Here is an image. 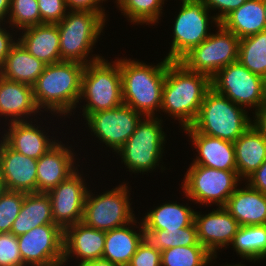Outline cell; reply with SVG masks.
Instances as JSON below:
<instances>
[{
	"label": "cell",
	"instance_id": "obj_1",
	"mask_svg": "<svg viewBox=\"0 0 266 266\" xmlns=\"http://www.w3.org/2000/svg\"><path fill=\"white\" fill-rule=\"evenodd\" d=\"M210 88L211 78L208 75L190 71L180 61H170L166 68L160 109L180 120L184 128L189 127Z\"/></svg>",
	"mask_w": 266,
	"mask_h": 266
},
{
	"label": "cell",
	"instance_id": "obj_2",
	"mask_svg": "<svg viewBox=\"0 0 266 266\" xmlns=\"http://www.w3.org/2000/svg\"><path fill=\"white\" fill-rule=\"evenodd\" d=\"M84 68L85 65L73 61L46 65L32 86L38 109L47 107L53 113L64 116L75 109L76 103L80 100Z\"/></svg>",
	"mask_w": 266,
	"mask_h": 266
},
{
	"label": "cell",
	"instance_id": "obj_3",
	"mask_svg": "<svg viewBox=\"0 0 266 266\" xmlns=\"http://www.w3.org/2000/svg\"><path fill=\"white\" fill-rule=\"evenodd\" d=\"M169 62L165 58L152 67L131 59H120L123 104L144 116H154V111H159L162 105V88Z\"/></svg>",
	"mask_w": 266,
	"mask_h": 266
},
{
	"label": "cell",
	"instance_id": "obj_4",
	"mask_svg": "<svg viewBox=\"0 0 266 266\" xmlns=\"http://www.w3.org/2000/svg\"><path fill=\"white\" fill-rule=\"evenodd\" d=\"M246 114L241 106L210 88L195 121L184 130H196L198 133L234 142L252 125Z\"/></svg>",
	"mask_w": 266,
	"mask_h": 266
},
{
	"label": "cell",
	"instance_id": "obj_5",
	"mask_svg": "<svg viewBox=\"0 0 266 266\" xmlns=\"http://www.w3.org/2000/svg\"><path fill=\"white\" fill-rule=\"evenodd\" d=\"M105 18V13L97 11L72 10L56 23L60 34L61 61L87 65L102 58L95 55L91 61L86 59L105 26Z\"/></svg>",
	"mask_w": 266,
	"mask_h": 266
},
{
	"label": "cell",
	"instance_id": "obj_6",
	"mask_svg": "<svg viewBox=\"0 0 266 266\" xmlns=\"http://www.w3.org/2000/svg\"><path fill=\"white\" fill-rule=\"evenodd\" d=\"M82 97L87 101L83 116L116 108L123 104L119 59L113 64L100 58L85 65L81 80Z\"/></svg>",
	"mask_w": 266,
	"mask_h": 266
},
{
	"label": "cell",
	"instance_id": "obj_7",
	"mask_svg": "<svg viewBox=\"0 0 266 266\" xmlns=\"http://www.w3.org/2000/svg\"><path fill=\"white\" fill-rule=\"evenodd\" d=\"M144 118L138 123L134 133L117 151L124 164L128 166L127 168L136 173L151 171V169H155L156 165H159L157 163L161 159L165 141L161 119L155 118V116H145Z\"/></svg>",
	"mask_w": 266,
	"mask_h": 266
},
{
	"label": "cell",
	"instance_id": "obj_8",
	"mask_svg": "<svg viewBox=\"0 0 266 266\" xmlns=\"http://www.w3.org/2000/svg\"><path fill=\"white\" fill-rule=\"evenodd\" d=\"M218 32L210 34L179 61L190 71L213 77L221 68L238 60L240 39L221 23Z\"/></svg>",
	"mask_w": 266,
	"mask_h": 266
},
{
	"label": "cell",
	"instance_id": "obj_9",
	"mask_svg": "<svg viewBox=\"0 0 266 266\" xmlns=\"http://www.w3.org/2000/svg\"><path fill=\"white\" fill-rule=\"evenodd\" d=\"M240 181L237 170H219L191 164L187 171L183 193L196 203H217L225 206Z\"/></svg>",
	"mask_w": 266,
	"mask_h": 266
},
{
	"label": "cell",
	"instance_id": "obj_10",
	"mask_svg": "<svg viewBox=\"0 0 266 266\" xmlns=\"http://www.w3.org/2000/svg\"><path fill=\"white\" fill-rule=\"evenodd\" d=\"M128 192L126 184L96 197L88 191L82 222L88 227L103 231L136 223Z\"/></svg>",
	"mask_w": 266,
	"mask_h": 266
},
{
	"label": "cell",
	"instance_id": "obj_11",
	"mask_svg": "<svg viewBox=\"0 0 266 266\" xmlns=\"http://www.w3.org/2000/svg\"><path fill=\"white\" fill-rule=\"evenodd\" d=\"M211 88L238 106L264 105V78L250 72L238 60L221 68L211 77Z\"/></svg>",
	"mask_w": 266,
	"mask_h": 266
},
{
	"label": "cell",
	"instance_id": "obj_12",
	"mask_svg": "<svg viewBox=\"0 0 266 266\" xmlns=\"http://www.w3.org/2000/svg\"><path fill=\"white\" fill-rule=\"evenodd\" d=\"M174 21L173 42L167 60L179 61L209 35V10L204 0H182V7Z\"/></svg>",
	"mask_w": 266,
	"mask_h": 266
},
{
	"label": "cell",
	"instance_id": "obj_13",
	"mask_svg": "<svg viewBox=\"0 0 266 266\" xmlns=\"http://www.w3.org/2000/svg\"><path fill=\"white\" fill-rule=\"evenodd\" d=\"M17 238L25 266L63 265L64 230L59 225H40Z\"/></svg>",
	"mask_w": 266,
	"mask_h": 266
},
{
	"label": "cell",
	"instance_id": "obj_14",
	"mask_svg": "<svg viewBox=\"0 0 266 266\" xmlns=\"http://www.w3.org/2000/svg\"><path fill=\"white\" fill-rule=\"evenodd\" d=\"M142 116L122 104L113 109L90 113L85 119L94 135L117 152L134 133Z\"/></svg>",
	"mask_w": 266,
	"mask_h": 266
},
{
	"label": "cell",
	"instance_id": "obj_15",
	"mask_svg": "<svg viewBox=\"0 0 266 266\" xmlns=\"http://www.w3.org/2000/svg\"><path fill=\"white\" fill-rule=\"evenodd\" d=\"M87 192L78 170L48 191L54 223L64 230L70 225L82 222Z\"/></svg>",
	"mask_w": 266,
	"mask_h": 266
},
{
	"label": "cell",
	"instance_id": "obj_16",
	"mask_svg": "<svg viewBox=\"0 0 266 266\" xmlns=\"http://www.w3.org/2000/svg\"><path fill=\"white\" fill-rule=\"evenodd\" d=\"M194 223L199 243L216 257V250L231 244L240 225L224 206L208 214L195 211Z\"/></svg>",
	"mask_w": 266,
	"mask_h": 266
},
{
	"label": "cell",
	"instance_id": "obj_17",
	"mask_svg": "<svg viewBox=\"0 0 266 266\" xmlns=\"http://www.w3.org/2000/svg\"><path fill=\"white\" fill-rule=\"evenodd\" d=\"M0 174L6 190L37 192V159L16 152L2 140Z\"/></svg>",
	"mask_w": 266,
	"mask_h": 266
},
{
	"label": "cell",
	"instance_id": "obj_18",
	"mask_svg": "<svg viewBox=\"0 0 266 266\" xmlns=\"http://www.w3.org/2000/svg\"><path fill=\"white\" fill-rule=\"evenodd\" d=\"M105 247V231L86 226L83 222L70 225L64 229L63 264L69 256L86 263L102 259Z\"/></svg>",
	"mask_w": 266,
	"mask_h": 266
},
{
	"label": "cell",
	"instance_id": "obj_19",
	"mask_svg": "<svg viewBox=\"0 0 266 266\" xmlns=\"http://www.w3.org/2000/svg\"><path fill=\"white\" fill-rule=\"evenodd\" d=\"M74 154L56 143L37 160V192L47 193L74 174Z\"/></svg>",
	"mask_w": 266,
	"mask_h": 266
},
{
	"label": "cell",
	"instance_id": "obj_20",
	"mask_svg": "<svg viewBox=\"0 0 266 266\" xmlns=\"http://www.w3.org/2000/svg\"><path fill=\"white\" fill-rule=\"evenodd\" d=\"M185 131L198 150L199 156L192 164L219 170H237L234 142L198 133L196 130Z\"/></svg>",
	"mask_w": 266,
	"mask_h": 266
},
{
	"label": "cell",
	"instance_id": "obj_21",
	"mask_svg": "<svg viewBox=\"0 0 266 266\" xmlns=\"http://www.w3.org/2000/svg\"><path fill=\"white\" fill-rule=\"evenodd\" d=\"M18 42L34 57L46 65L61 61L60 34L57 24L43 23L23 29Z\"/></svg>",
	"mask_w": 266,
	"mask_h": 266
},
{
	"label": "cell",
	"instance_id": "obj_22",
	"mask_svg": "<svg viewBox=\"0 0 266 266\" xmlns=\"http://www.w3.org/2000/svg\"><path fill=\"white\" fill-rule=\"evenodd\" d=\"M236 189L224 206L240 226L266 224V195L251 188Z\"/></svg>",
	"mask_w": 266,
	"mask_h": 266
},
{
	"label": "cell",
	"instance_id": "obj_23",
	"mask_svg": "<svg viewBox=\"0 0 266 266\" xmlns=\"http://www.w3.org/2000/svg\"><path fill=\"white\" fill-rule=\"evenodd\" d=\"M38 110L32 86L0 76V115L12 117L10 122H20L25 120L21 118L23 115Z\"/></svg>",
	"mask_w": 266,
	"mask_h": 266
},
{
	"label": "cell",
	"instance_id": "obj_24",
	"mask_svg": "<svg viewBox=\"0 0 266 266\" xmlns=\"http://www.w3.org/2000/svg\"><path fill=\"white\" fill-rule=\"evenodd\" d=\"M27 122H11L3 141L16 152L38 160L56 142H51L39 127L35 128V125Z\"/></svg>",
	"mask_w": 266,
	"mask_h": 266
},
{
	"label": "cell",
	"instance_id": "obj_25",
	"mask_svg": "<svg viewBox=\"0 0 266 266\" xmlns=\"http://www.w3.org/2000/svg\"><path fill=\"white\" fill-rule=\"evenodd\" d=\"M237 174L248 178L266 160V137L254 125L234 141Z\"/></svg>",
	"mask_w": 266,
	"mask_h": 266
},
{
	"label": "cell",
	"instance_id": "obj_26",
	"mask_svg": "<svg viewBox=\"0 0 266 266\" xmlns=\"http://www.w3.org/2000/svg\"><path fill=\"white\" fill-rule=\"evenodd\" d=\"M46 224H55L50 197L43 192L26 193L20 212L13 222L11 233L19 236Z\"/></svg>",
	"mask_w": 266,
	"mask_h": 266
},
{
	"label": "cell",
	"instance_id": "obj_27",
	"mask_svg": "<svg viewBox=\"0 0 266 266\" xmlns=\"http://www.w3.org/2000/svg\"><path fill=\"white\" fill-rule=\"evenodd\" d=\"M45 66V63L31 55L17 40L0 67V76L33 86Z\"/></svg>",
	"mask_w": 266,
	"mask_h": 266
},
{
	"label": "cell",
	"instance_id": "obj_28",
	"mask_svg": "<svg viewBox=\"0 0 266 266\" xmlns=\"http://www.w3.org/2000/svg\"><path fill=\"white\" fill-rule=\"evenodd\" d=\"M264 0H247L220 23L239 39L266 30Z\"/></svg>",
	"mask_w": 266,
	"mask_h": 266
},
{
	"label": "cell",
	"instance_id": "obj_29",
	"mask_svg": "<svg viewBox=\"0 0 266 266\" xmlns=\"http://www.w3.org/2000/svg\"><path fill=\"white\" fill-rule=\"evenodd\" d=\"M130 224L105 231V247L102 259L117 266H128L140 242V233L129 227Z\"/></svg>",
	"mask_w": 266,
	"mask_h": 266
},
{
	"label": "cell",
	"instance_id": "obj_30",
	"mask_svg": "<svg viewBox=\"0 0 266 266\" xmlns=\"http://www.w3.org/2000/svg\"><path fill=\"white\" fill-rule=\"evenodd\" d=\"M140 227L141 244L160 252L178 246L201 245L198 241L197 228L194 222L190 226L177 230H153L143 222Z\"/></svg>",
	"mask_w": 266,
	"mask_h": 266
},
{
	"label": "cell",
	"instance_id": "obj_31",
	"mask_svg": "<svg viewBox=\"0 0 266 266\" xmlns=\"http://www.w3.org/2000/svg\"><path fill=\"white\" fill-rule=\"evenodd\" d=\"M195 211L177 203H163L147 213L143 223L153 230H177L194 222Z\"/></svg>",
	"mask_w": 266,
	"mask_h": 266
},
{
	"label": "cell",
	"instance_id": "obj_32",
	"mask_svg": "<svg viewBox=\"0 0 266 266\" xmlns=\"http://www.w3.org/2000/svg\"><path fill=\"white\" fill-rule=\"evenodd\" d=\"M236 252L245 259L266 258V224L240 226L231 243Z\"/></svg>",
	"mask_w": 266,
	"mask_h": 266
},
{
	"label": "cell",
	"instance_id": "obj_33",
	"mask_svg": "<svg viewBox=\"0 0 266 266\" xmlns=\"http://www.w3.org/2000/svg\"><path fill=\"white\" fill-rule=\"evenodd\" d=\"M238 61L250 72L266 77V30L240 39Z\"/></svg>",
	"mask_w": 266,
	"mask_h": 266
},
{
	"label": "cell",
	"instance_id": "obj_34",
	"mask_svg": "<svg viewBox=\"0 0 266 266\" xmlns=\"http://www.w3.org/2000/svg\"><path fill=\"white\" fill-rule=\"evenodd\" d=\"M215 258L204 246H178L161 252V266H206Z\"/></svg>",
	"mask_w": 266,
	"mask_h": 266
},
{
	"label": "cell",
	"instance_id": "obj_35",
	"mask_svg": "<svg viewBox=\"0 0 266 266\" xmlns=\"http://www.w3.org/2000/svg\"><path fill=\"white\" fill-rule=\"evenodd\" d=\"M118 7L135 23L155 24L162 10L164 0H116Z\"/></svg>",
	"mask_w": 266,
	"mask_h": 266
},
{
	"label": "cell",
	"instance_id": "obj_36",
	"mask_svg": "<svg viewBox=\"0 0 266 266\" xmlns=\"http://www.w3.org/2000/svg\"><path fill=\"white\" fill-rule=\"evenodd\" d=\"M9 16L11 25L19 29L41 24L37 0H11Z\"/></svg>",
	"mask_w": 266,
	"mask_h": 266
},
{
	"label": "cell",
	"instance_id": "obj_37",
	"mask_svg": "<svg viewBox=\"0 0 266 266\" xmlns=\"http://www.w3.org/2000/svg\"><path fill=\"white\" fill-rule=\"evenodd\" d=\"M25 194V192L21 191L5 190V192L1 195L0 233L11 232L13 222L20 212Z\"/></svg>",
	"mask_w": 266,
	"mask_h": 266
},
{
	"label": "cell",
	"instance_id": "obj_38",
	"mask_svg": "<svg viewBox=\"0 0 266 266\" xmlns=\"http://www.w3.org/2000/svg\"><path fill=\"white\" fill-rule=\"evenodd\" d=\"M0 266H25L20 255L18 238L13 233H0Z\"/></svg>",
	"mask_w": 266,
	"mask_h": 266
},
{
	"label": "cell",
	"instance_id": "obj_39",
	"mask_svg": "<svg viewBox=\"0 0 266 266\" xmlns=\"http://www.w3.org/2000/svg\"><path fill=\"white\" fill-rule=\"evenodd\" d=\"M41 15V24L59 23L67 14L65 0H37Z\"/></svg>",
	"mask_w": 266,
	"mask_h": 266
},
{
	"label": "cell",
	"instance_id": "obj_40",
	"mask_svg": "<svg viewBox=\"0 0 266 266\" xmlns=\"http://www.w3.org/2000/svg\"><path fill=\"white\" fill-rule=\"evenodd\" d=\"M128 266H161V252L140 243Z\"/></svg>",
	"mask_w": 266,
	"mask_h": 266
},
{
	"label": "cell",
	"instance_id": "obj_41",
	"mask_svg": "<svg viewBox=\"0 0 266 266\" xmlns=\"http://www.w3.org/2000/svg\"><path fill=\"white\" fill-rule=\"evenodd\" d=\"M247 0H204L205 7L210 9H218L221 10V13L216 15V17H212L215 24H219L228 14H230L233 10L240 7Z\"/></svg>",
	"mask_w": 266,
	"mask_h": 266
},
{
	"label": "cell",
	"instance_id": "obj_42",
	"mask_svg": "<svg viewBox=\"0 0 266 266\" xmlns=\"http://www.w3.org/2000/svg\"><path fill=\"white\" fill-rule=\"evenodd\" d=\"M247 180L249 182L247 185L266 195V160L247 178Z\"/></svg>",
	"mask_w": 266,
	"mask_h": 266
},
{
	"label": "cell",
	"instance_id": "obj_43",
	"mask_svg": "<svg viewBox=\"0 0 266 266\" xmlns=\"http://www.w3.org/2000/svg\"><path fill=\"white\" fill-rule=\"evenodd\" d=\"M67 7L78 11H97L104 13V9L99 5L101 0H65ZM104 1V0H102ZM101 7V8H99Z\"/></svg>",
	"mask_w": 266,
	"mask_h": 266
},
{
	"label": "cell",
	"instance_id": "obj_44",
	"mask_svg": "<svg viewBox=\"0 0 266 266\" xmlns=\"http://www.w3.org/2000/svg\"><path fill=\"white\" fill-rule=\"evenodd\" d=\"M1 27L0 25V67L3 65L7 55L9 54L11 48L16 44L13 37L10 36L9 32Z\"/></svg>",
	"mask_w": 266,
	"mask_h": 266
},
{
	"label": "cell",
	"instance_id": "obj_45",
	"mask_svg": "<svg viewBox=\"0 0 266 266\" xmlns=\"http://www.w3.org/2000/svg\"><path fill=\"white\" fill-rule=\"evenodd\" d=\"M254 114L256 115V119L252 124L263 136L266 137V106H261Z\"/></svg>",
	"mask_w": 266,
	"mask_h": 266
},
{
	"label": "cell",
	"instance_id": "obj_46",
	"mask_svg": "<svg viewBox=\"0 0 266 266\" xmlns=\"http://www.w3.org/2000/svg\"><path fill=\"white\" fill-rule=\"evenodd\" d=\"M11 7V0H0V22L2 23L3 19L6 17V14L9 17Z\"/></svg>",
	"mask_w": 266,
	"mask_h": 266
},
{
	"label": "cell",
	"instance_id": "obj_47",
	"mask_svg": "<svg viewBox=\"0 0 266 266\" xmlns=\"http://www.w3.org/2000/svg\"><path fill=\"white\" fill-rule=\"evenodd\" d=\"M78 266H117V265L112 264L104 259H98V260H94V261H90L86 263H79Z\"/></svg>",
	"mask_w": 266,
	"mask_h": 266
},
{
	"label": "cell",
	"instance_id": "obj_48",
	"mask_svg": "<svg viewBox=\"0 0 266 266\" xmlns=\"http://www.w3.org/2000/svg\"><path fill=\"white\" fill-rule=\"evenodd\" d=\"M6 188H5V185H4V180L0 174V197L1 195L5 192Z\"/></svg>",
	"mask_w": 266,
	"mask_h": 266
},
{
	"label": "cell",
	"instance_id": "obj_49",
	"mask_svg": "<svg viewBox=\"0 0 266 266\" xmlns=\"http://www.w3.org/2000/svg\"><path fill=\"white\" fill-rule=\"evenodd\" d=\"M264 105L266 106V77L264 78Z\"/></svg>",
	"mask_w": 266,
	"mask_h": 266
},
{
	"label": "cell",
	"instance_id": "obj_50",
	"mask_svg": "<svg viewBox=\"0 0 266 266\" xmlns=\"http://www.w3.org/2000/svg\"><path fill=\"white\" fill-rule=\"evenodd\" d=\"M264 9H265V19H266V0H264Z\"/></svg>",
	"mask_w": 266,
	"mask_h": 266
},
{
	"label": "cell",
	"instance_id": "obj_51",
	"mask_svg": "<svg viewBox=\"0 0 266 266\" xmlns=\"http://www.w3.org/2000/svg\"><path fill=\"white\" fill-rule=\"evenodd\" d=\"M227 266V265H225ZM228 266H241V264H236V265H228ZM243 266V265H242Z\"/></svg>",
	"mask_w": 266,
	"mask_h": 266
}]
</instances>
